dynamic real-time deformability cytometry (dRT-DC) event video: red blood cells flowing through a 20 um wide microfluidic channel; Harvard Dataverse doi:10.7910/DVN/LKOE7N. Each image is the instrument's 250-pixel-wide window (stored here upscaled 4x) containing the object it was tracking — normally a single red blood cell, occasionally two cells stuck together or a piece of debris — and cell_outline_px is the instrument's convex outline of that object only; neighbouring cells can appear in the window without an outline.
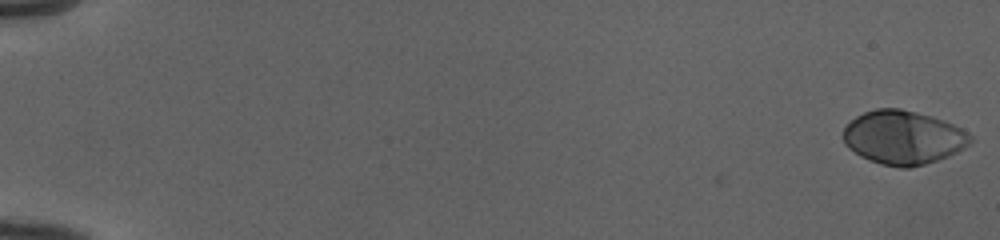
{"species": "human", "species_latin": "Homo sapiens", "temperature_condition": "cold", "stored_images_in_passage": 53, "camera_frame_rate_fps": 3000, "um_per_image_px": 0.085, "donor": {"sex": "female"}, "frame": {"image": 1, "passage_image": 1, "time_ms": 0.0, "image_size_px": [1000, 240], "cell_outline_px": [[972, 140], [964, 148], [948, 156], [924, 164], [908, 168], [900, 168], [880, 164], [860, 156], [848, 148], [844, 144], [844, 128], [856, 116], [864, 112], [876, 108], [900, 108], [932, 116], [944, 120], [968, 132], [972, 136]], "centroid_in_image_um": [76.76, 11.68], "position_along_channel_um": 8.2, "area_um2": 39.77}}
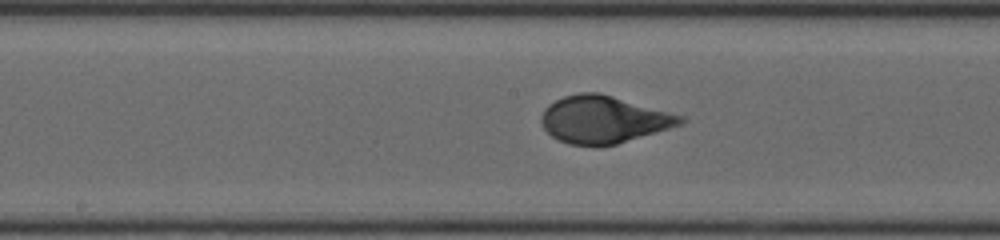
{"frame": {"image": 2, "passage_image": 30, "time_ms": 9.667, "image_size_px": [1000, 240], "cell_outline_px": [[684, 124], [616, 144], [568, 144], [552, 136], [544, 128], [540, 120], [540, 116], [544, 108], [548, 104], [564, 96], [580, 92], [600, 92], [684, 116]], "centroid_in_image_um": [51.3, 10.13], "position_along_channel_um": 196.9, "area_um2": 38.03}}
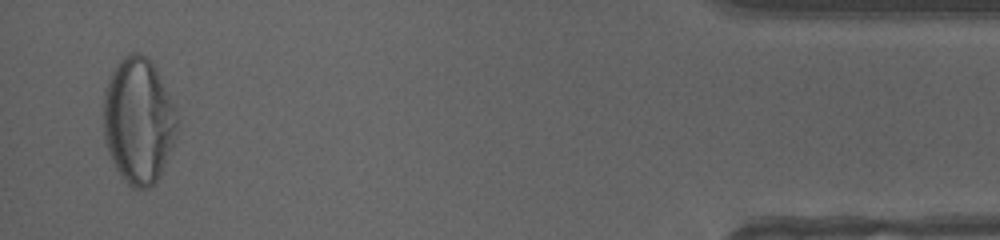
{"frame": {"image": 3, "passage_image": 52, "time_ms": 17.0, "image_size_px": [1000, 240], "cell_outline_px": [[180, 120], [176, 140], [160, 176], [148, 188], [132, 188], [128, 184], [116, 168], [108, 152], [104, 140], [104, 92], [108, 80], [116, 64], [124, 56], [132, 52], [140, 52], [156, 68], [180, 116]], "centroid_in_image_um": [11.81, 10.26], "position_along_channel_um": 423.4, "area_um2": 54.51}, "authors_computed_cell_mechanics": {"area_um2": 38.4948, "velocity_mm_per_s": 3.9835, "shape_relaxation_time_tau1_ms": 4.1831, "shape_relaxation_time_tau2_ms": null, "deformation_change_tau1": 0.2192, "deformation_change_tau2": null}}